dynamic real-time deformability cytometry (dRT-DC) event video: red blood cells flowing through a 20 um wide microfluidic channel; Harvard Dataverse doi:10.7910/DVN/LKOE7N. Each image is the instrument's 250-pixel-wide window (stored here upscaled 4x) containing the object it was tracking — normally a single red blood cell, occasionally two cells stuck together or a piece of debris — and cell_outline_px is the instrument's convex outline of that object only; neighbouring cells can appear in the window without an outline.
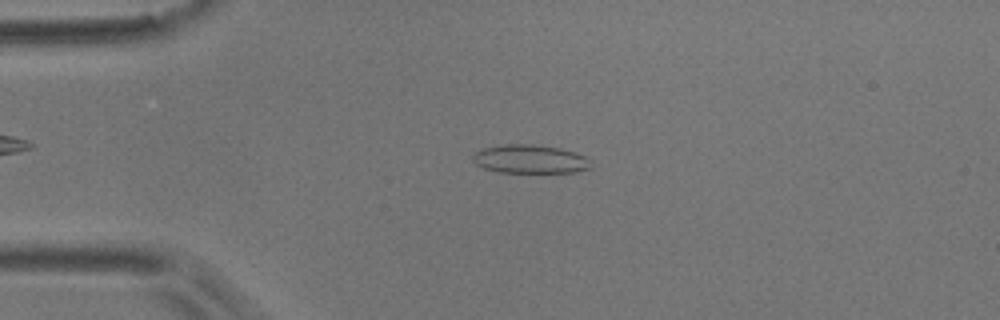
{"species": "common noctule bat (a hibernating species)", "species_latin": "Nyctalus noctula", "temperature_condition": "room temperature", "stored_images_in_passage": 50, "camera_frame_rate_fps": 3000, "um_per_image_px": 0.085, "animal": {"sex": "male", "body_mass_g": 17.9}, "frame": {"image": 1, "passage_image": 8, "time_ms": 2.333, "image_size_px": [1000, 320], "cell_outline_px": [[592, 168], [576, 172], [496, 172], [484, 168], [476, 164], [472, 160], [472, 156], [476, 152], [484, 148], [500, 144], [532, 144], [560, 148], [576, 152], [592, 160]], "centroid_in_image_um": [45.08, 13.52], "position_along_channel_um": 39.9, "area_um2": 19.88}}
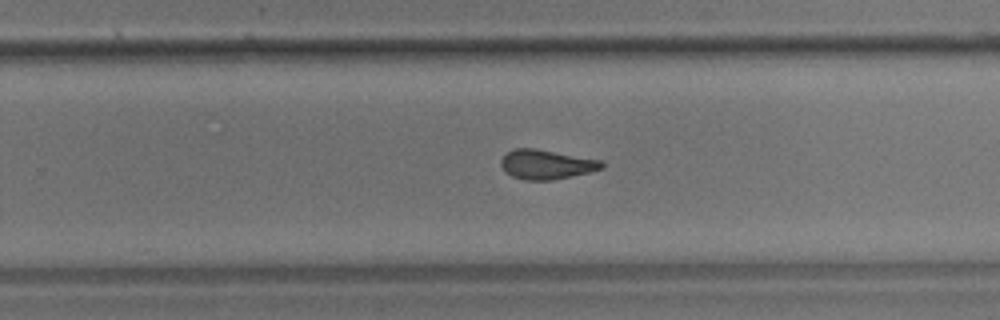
{"frame": {"image": 2, "passage_image": 30, "time_ms": 9.667, "image_size_px": [1000, 320], "cell_outline_px": [[604, 168], [572, 176], [552, 180], [524, 180], [512, 176], [504, 172], [500, 164], [500, 160], [512, 148], [536, 148], [600, 160], [604, 164]], "centroid_in_image_um": [46.4, 13.97], "position_along_channel_um": 283.4, "area_um2": 17.34}}
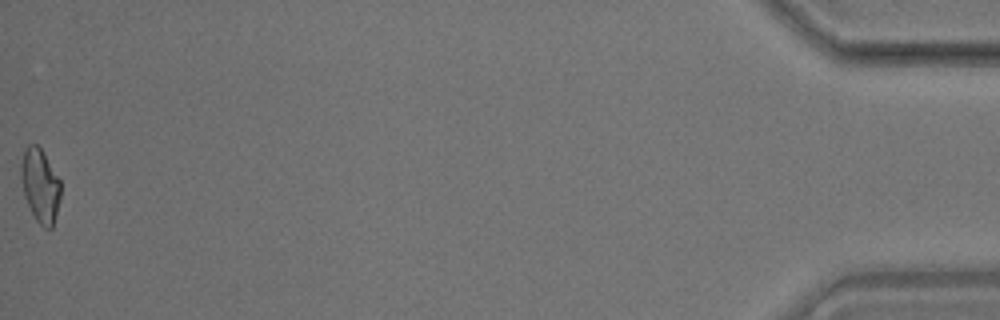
{"frame": {"image": 3, "passage_image": 50, "time_ms": 16.333, "image_size_px": [1000, 320], "cell_outline_px": [[60, 200], [52, 228], [44, 228], [36, 220], [24, 196], [20, 176], [20, 164], [24, 148], [28, 144], [36, 144], [40, 148], [60, 180]], "centroid_in_image_um": [3.39, 15.76], "position_along_channel_um": 431.8, "area_um2": 16.94}, "authors_computed_cell_mechanics": {"area_um2": 17.6579, "velocity_mm_per_s": 3.6811, "shape_relaxation_time_tau1_ms": null, "shape_relaxation_time_tau2_ms": 2.3677, "deformation_change_tau1": null, "deformation_change_tau2": 0.1087}}